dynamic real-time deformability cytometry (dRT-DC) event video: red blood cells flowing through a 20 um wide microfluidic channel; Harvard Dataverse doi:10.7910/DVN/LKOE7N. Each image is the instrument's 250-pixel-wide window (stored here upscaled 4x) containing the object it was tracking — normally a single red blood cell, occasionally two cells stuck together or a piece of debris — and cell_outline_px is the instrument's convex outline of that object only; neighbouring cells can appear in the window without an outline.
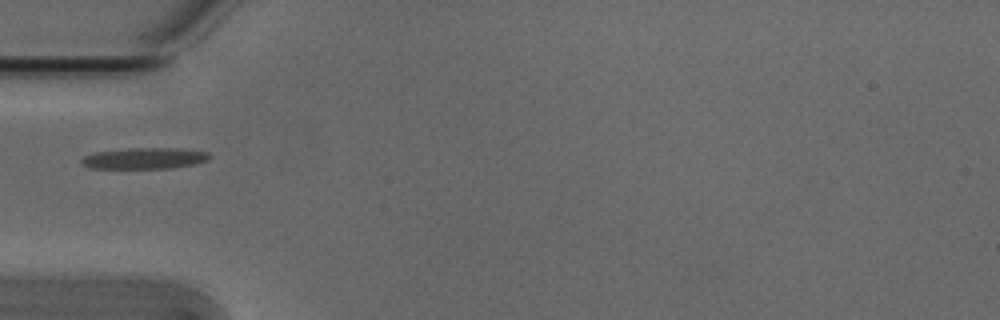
{"species": "Egyptian fruit bat (a non-hibernating species)", "species_latin": "Rousettus aegyptiacus", "temperature_condition": "cold", "stored_images_in_passage": 37, "camera_frame_rate_fps": 3000, "um_per_image_px": 0.085, "animal": {"sex": "male"}, "frame": {"image": 1, "passage_image": 1, "time_ms": 0.0, "image_size_px": [1000, 320], "cell_outline_px": [[212, 156], [208, 160], [196, 164], [172, 168], [88, 168], [80, 164], [80, 160], [84, 156], [96, 152], [132, 148], [180, 148], [208, 152]], "centroid_in_image_um": [12.3, 13.46], "position_along_channel_um": 72.7, "area_um2": 15.9}}
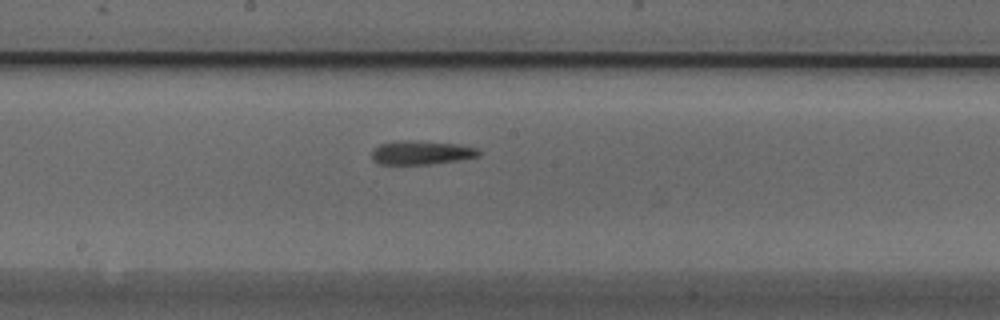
{"frame": {"image": 2, "passage_image": 12, "time_ms": 3.667, "image_size_px": [1000, 320], "cell_outline_px": [[484, 152], [480, 156], [460, 160], [428, 164], [380, 164], [372, 160], [372, 148], [380, 144], [404, 140], [412, 140], [460, 144], [476, 148]], "centroid_in_image_um": [35.85, 12.97], "position_along_channel_um": 212.4, "area_um2": 15.03}}
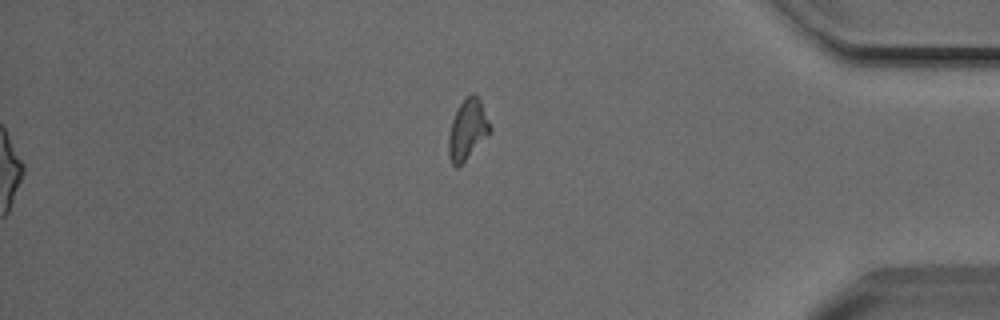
{"frame": {"image": 3, "passage_image": 29, "time_ms": 9.333, "image_size_px": [1000, 320], "cell_outline_px": [[492, 128], [464, 160], [456, 168], [452, 164], [448, 156], [448, 136], [452, 120], [460, 104], [472, 92], [480, 100]], "centroid_in_image_um": [39.71, 11.0], "position_along_channel_um": 395.5, "area_um2": 13.93}, "authors_computed_cell_mechanics": {"area_um2": 14.2766, "velocity_mm_per_s": 3.806, "shape_relaxation_time_tau1_ms": 3.8994, "shape_relaxation_time_tau2_ms": null, "deformation_change_tau1": 0.193, "deformation_change_tau2": null}}